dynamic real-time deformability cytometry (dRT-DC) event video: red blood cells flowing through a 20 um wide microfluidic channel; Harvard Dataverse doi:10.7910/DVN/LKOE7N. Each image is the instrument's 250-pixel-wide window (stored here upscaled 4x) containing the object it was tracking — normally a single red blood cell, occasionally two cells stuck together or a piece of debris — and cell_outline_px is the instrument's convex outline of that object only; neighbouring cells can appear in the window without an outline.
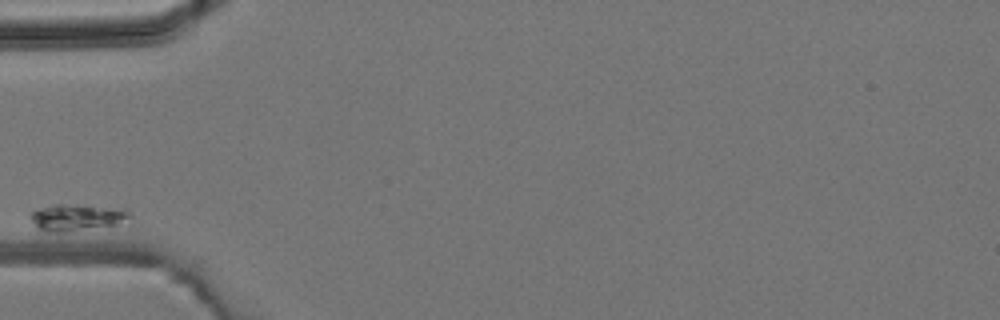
{"species": "common noctule bat (a hibernating species)", "species_latin": "Nyctalus noctula", "temperature_condition": "room temperature", "stored_images_in_passage": 3, "camera_frame_rate_fps": 3000, "um_per_image_px": 0.085, "animal": {"sex": "male", "body_mass_g": 19.2, "forearm_length_mm": 51.8}, "frame": {"image": 1, "passage_image": 1, "time_ms": 0.0, "image_size_px": [1000, 320], "cell_outline_px": [[132, 216], [116, 224], [68, 232], [44, 232], [36, 228], [28, 216], [32, 212], [56, 204], [64, 204], [124, 208]], "centroid_in_image_um": [6.48, 18.49], "position_along_channel_um": 78.5, "area_um2": 15.26}}